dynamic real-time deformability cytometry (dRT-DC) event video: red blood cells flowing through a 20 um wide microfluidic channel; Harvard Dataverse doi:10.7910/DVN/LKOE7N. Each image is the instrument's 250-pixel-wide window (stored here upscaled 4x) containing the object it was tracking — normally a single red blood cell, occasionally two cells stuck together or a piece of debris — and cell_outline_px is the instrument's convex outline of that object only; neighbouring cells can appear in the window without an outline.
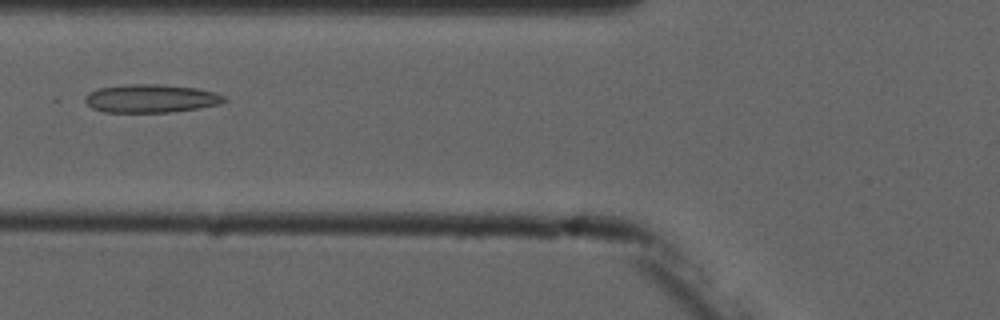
{"species": "common noctule bat (a hibernating species)", "species_latin": "Nyctalus noctula", "temperature_condition": "cold", "stored_images_in_passage": 7, "camera_frame_rate_fps": 3000, "um_per_image_px": 0.085, "animal": {"sex": "male", "forearm_length_mm": 52.5}, "frame": {"image": 1, "passage_image": 6, "time_ms": 5.667, "image_size_px": [1000, 320], "cell_outline_px": [[228, 100], [220, 104], [172, 112], [104, 112], [92, 108], [84, 100], [84, 96], [88, 92], [100, 88], [132, 84], [160, 84], [196, 88], [212, 92], [224, 96]], "centroid_in_image_um": [12.81, 8.37], "position_along_channel_um": 113.0, "area_um2": 22.77}}